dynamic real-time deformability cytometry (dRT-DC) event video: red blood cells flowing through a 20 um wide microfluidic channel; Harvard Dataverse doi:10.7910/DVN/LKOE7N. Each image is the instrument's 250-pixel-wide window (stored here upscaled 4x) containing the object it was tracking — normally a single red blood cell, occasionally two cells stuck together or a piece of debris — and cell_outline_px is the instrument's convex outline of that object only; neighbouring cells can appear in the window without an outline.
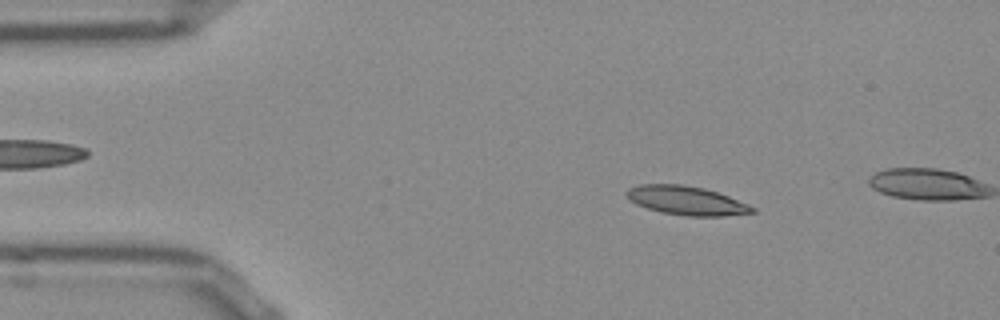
{"species": "Egyptian fruit bat (a non-hibernating species)", "species_latin": "Rousettus aegyptiacus", "temperature_condition": "room temperature", "stored_images_in_passage": 12, "camera_frame_rate_fps": 3000, "um_per_image_px": 0.085, "frame": {"image": 1, "passage_image": 7, "time_ms": 2.0, "image_size_px": [1000, 320], "cell_outline_px": [[756, 212], [724, 216], [688, 216], [660, 212], [636, 204], [628, 196], [628, 188], [640, 184], [680, 184], [704, 188], [728, 196], [748, 204], [756, 208]], "centroid_in_image_um": [58.38, 17.05], "position_along_channel_um": 26.6, "area_um2": 20.92}}